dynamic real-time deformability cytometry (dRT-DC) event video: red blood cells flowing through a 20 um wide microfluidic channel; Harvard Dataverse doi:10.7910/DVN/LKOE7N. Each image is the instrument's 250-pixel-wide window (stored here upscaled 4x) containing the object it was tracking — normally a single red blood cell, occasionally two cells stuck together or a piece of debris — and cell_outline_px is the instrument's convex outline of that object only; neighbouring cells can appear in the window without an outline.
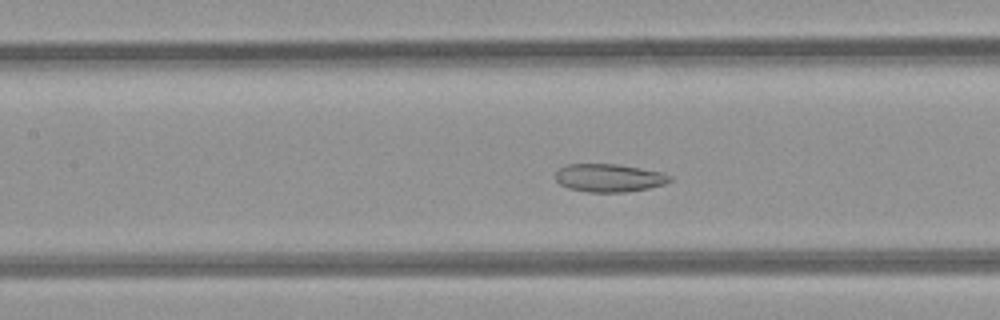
{"species": "common noctule bat (a hibernating species)", "species_latin": "Nyctalus noctula", "temperature_condition": "room temperature", "stored_images_in_passage": 45, "camera_frame_rate_fps": 3000, "um_per_image_px": 0.085, "animal": {"sex": "female", "body_mass_g": 21.9}, "frame": {"image": 1, "passage_image": 18, "time_ms": 5.667, "image_size_px": [1000, 320], "cell_outline_px": [[672, 180], [664, 184], [648, 188], [624, 192], [588, 192], [568, 188], [560, 184], [556, 180], [556, 172], [560, 168], [568, 164], [616, 164], [640, 168], [660, 172], [672, 176]], "centroid_in_image_um": [51.76, 15.12], "position_along_channel_um": 155.6, "area_um2": 18.55}}
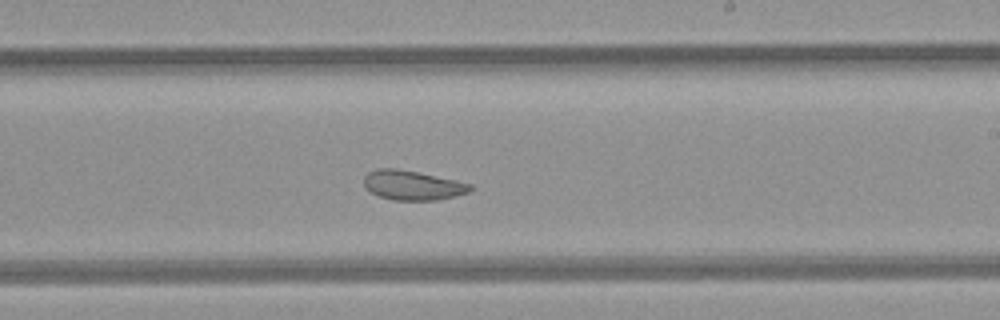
{"frame": {"image": 2, "passage_image": 25, "time_ms": 8.0, "image_size_px": [1000, 320], "cell_outline_px": [[472, 188], [468, 192], [436, 200], [392, 200], [380, 196], [372, 192], [364, 184], [364, 176], [368, 172], [376, 168], [396, 168], [420, 172], [456, 180], [472, 184]], "centroid_in_image_um": [35.05, 15.73], "position_along_channel_um": 253.9, "area_um2": 18.21}}
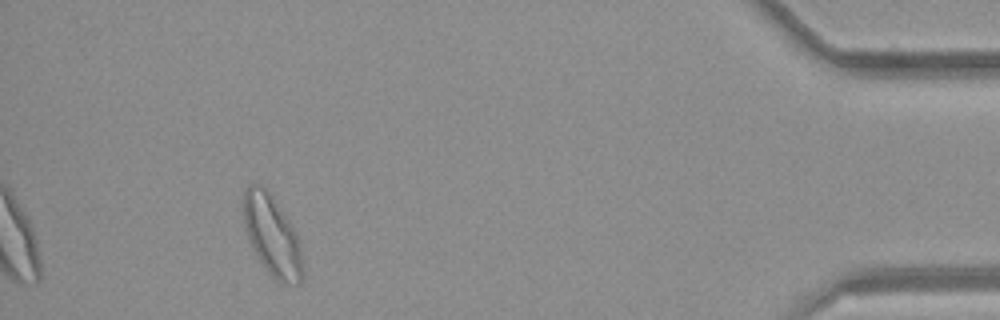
{"frame": {"image": 3, "passage_image": 41, "time_ms": 13.333, "image_size_px": [1000, 320], "cell_outline_px": [[304, 272], [300, 284], [280, 284], [268, 272], [252, 248], [248, 240], [244, 224], [244, 192], [248, 184], [260, 184], [268, 192], [288, 220], [296, 232], [300, 248], [304, 268]], "centroid_in_image_um": [23.14, 20.09], "position_along_channel_um": 412.1, "area_um2": 27.51}, "authors_computed_cell_mechanics": {"area_um2": 23.1778, "velocity_mm_per_s": 4.2333, "shape_relaxation_time_tau1_ms": null, "shape_relaxation_time_tau2_ms": 3.5444, "deformation_change_tau1": null, "deformation_change_tau2": 0.0926}}